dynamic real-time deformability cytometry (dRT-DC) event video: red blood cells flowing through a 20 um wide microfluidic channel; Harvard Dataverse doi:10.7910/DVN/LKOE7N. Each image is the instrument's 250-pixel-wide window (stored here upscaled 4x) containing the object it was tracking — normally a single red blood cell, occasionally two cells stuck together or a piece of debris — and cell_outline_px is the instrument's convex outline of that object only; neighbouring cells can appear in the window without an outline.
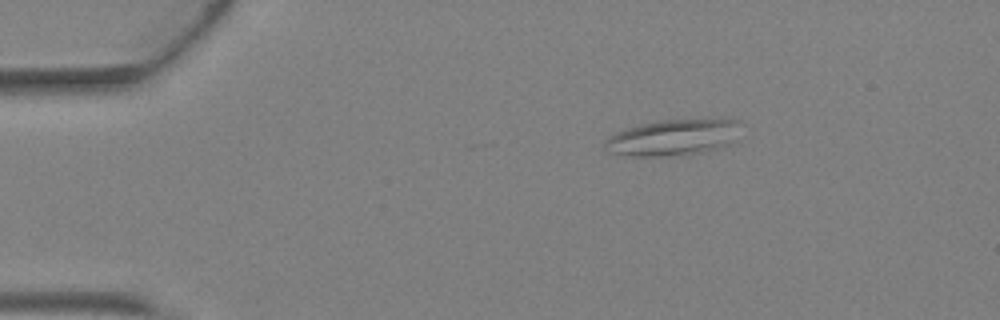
{"species": "Egyptian fruit bat (a non-hibernating species)", "species_latin": "Rousettus aegyptiacus", "temperature_condition": "warm", "stored_images_in_passage": 2, "camera_frame_rate_fps": 3000, "um_per_image_px": 0.085, "animal": {"sex": "female"}, "frame": {"image": 1, "passage_image": 1, "time_ms": 0.0, "image_size_px": [1000, 320], "cell_outline_px": [[744, 124], [732, 144], [700, 152], [660, 156], [632, 156], [608, 152], [604, 148], [604, 144], [608, 136], [616, 132], [640, 124], [660, 120], [728, 116], [732, 116], [740, 120]], "centroid_in_image_um": [57.36, 11.61], "position_along_channel_um": 27.6, "area_um2": 29.65}}